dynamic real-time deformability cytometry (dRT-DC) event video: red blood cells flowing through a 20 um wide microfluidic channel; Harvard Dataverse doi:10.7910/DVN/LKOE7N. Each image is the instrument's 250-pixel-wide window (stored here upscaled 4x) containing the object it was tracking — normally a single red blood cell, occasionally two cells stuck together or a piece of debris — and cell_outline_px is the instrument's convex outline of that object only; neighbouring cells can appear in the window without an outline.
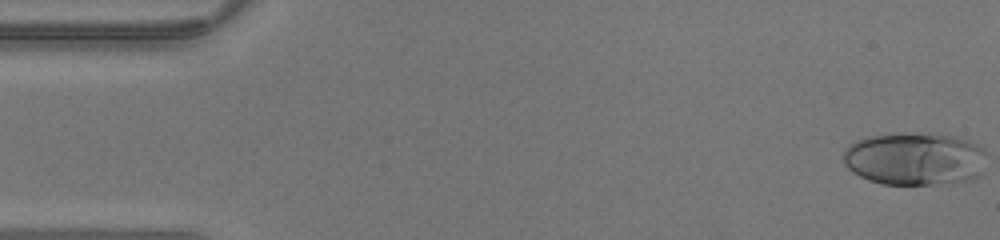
{"species": "human", "species_latin": "Homo sapiens", "temperature_condition": "warm", "stored_images_in_passage": 42, "camera_frame_rate_fps": 3000, "um_per_image_px": 0.085, "donor": {"sex": "male"}, "frame": {"image": 1, "passage_image": 1, "time_ms": 0.0, "image_size_px": [1000, 240], "cell_outline_px": [[984, 152], [980, 176], [968, 180], [932, 184], [884, 184], [868, 180], [852, 172], [844, 164], [844, 148], [856, 140], [868, 136], [932, 132], [956, 136], [976, 144], [984, 148]], "centroid_in_image_um": [77.73, 13.49], "position_along_channel_um": 7.3, "area_um2": 44.1}}
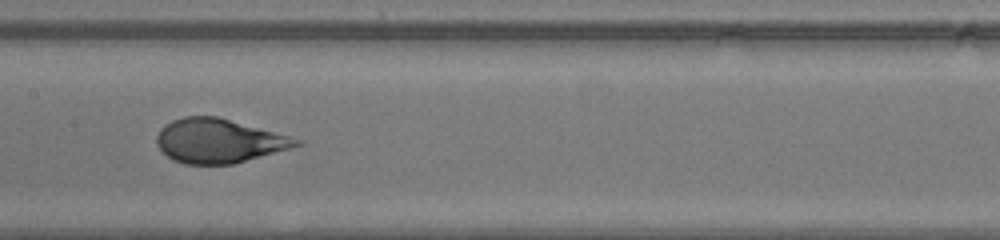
{"frame": {"image": 2, "passage_image": 21, "time_ms": 6.667, "image_size_px": [1000, 240], "cell_outline_px": [[304, 144], [236, 164], [184, 164], [172, 160], [156, 144], [156, 136], [160, 128], [164, 124], [172, 120], [184, 116], [216, 116], [304, 140]], "centroid_in_image_um": [18.59, 11.98], "position_along_channel_um": 188.8, "area_um2": 35.95}}
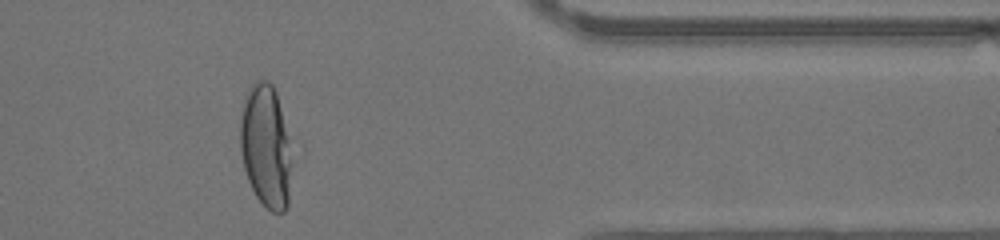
{"frame": {"image": 3, "passage_image": 35, "time_ms": 11.333, "image_size_px": [1000, 240], "cell_outline_px": [[288, 204], [284, 212], [272, 212], [256, 196], [248, 180], [244, 168], [240, 148], [240, 120], [244, 104], [252, 84], [256, 80], [268, 80], [272, 84], [276, 92], [288, 140]], "centroid_in_image_um": [22.54, 12.43], "position_along_channel_um": 388.9, "area_um2": 35.49}}